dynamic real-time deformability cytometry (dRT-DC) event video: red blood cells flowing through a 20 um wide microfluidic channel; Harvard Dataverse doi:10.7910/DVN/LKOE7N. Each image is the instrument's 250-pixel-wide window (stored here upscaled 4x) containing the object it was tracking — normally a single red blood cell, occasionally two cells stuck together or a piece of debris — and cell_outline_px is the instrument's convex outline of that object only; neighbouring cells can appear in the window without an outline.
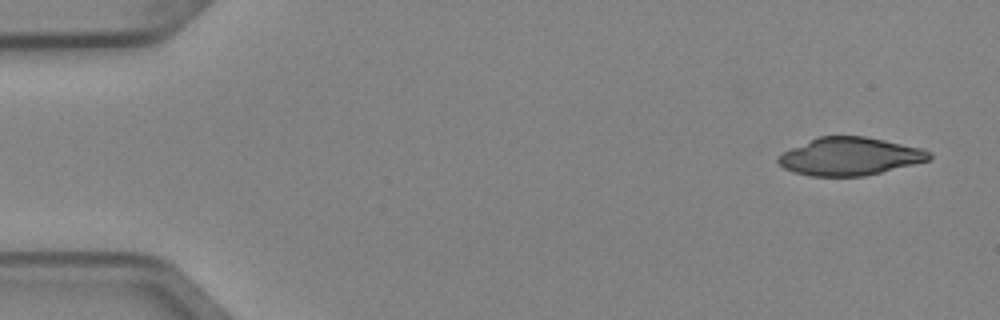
{"species": "Egyptian fruit bat (a non-hibernating species)", "species_latin": "Rousettus aegyptiacus", "temperature_condition": "cold", "stored_images_in_passage": 3, "camera_frame_rate_fps": 3000, "um_per_image_px": 0.085, "animal": {"sex": "female"}, "frame": {"image": 1, "passage_image": 1, "time_ms": 0.0, "image_size_px": [1000, 320], "cell_outline_px": [[932, 156], [928, 160], [864, 176], [812, 176], [792, 172], [784, 168], [776, 160], [776, 156], [792, 148], [820, 136], [864, 136], [924, 148], [932, 152]], "centroid_in_image_um": [72.23, 13.29], "position_along_channel_um": 12.8, "area_um2": 33.06}}